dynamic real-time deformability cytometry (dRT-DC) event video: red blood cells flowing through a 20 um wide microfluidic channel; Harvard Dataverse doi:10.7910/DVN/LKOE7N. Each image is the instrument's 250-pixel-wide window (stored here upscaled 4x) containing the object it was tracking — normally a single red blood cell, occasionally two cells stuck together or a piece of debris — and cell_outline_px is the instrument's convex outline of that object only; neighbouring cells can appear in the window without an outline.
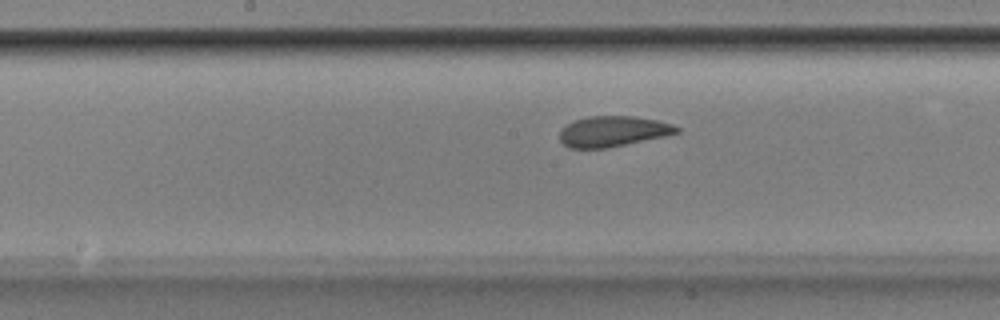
{"species": "Egyptian fruit bat (a non-hibernating species)", "species_latin": "Rousettus aegyptiacus", "temperature_condition": "room temperature", "stored_images_in_passage": 50, "camera_frame_rate_fps": 3000, "um_per_image_px": 0.085, "animal": {"sex": "male"}, "frame": {"image": 1, "passage_image": 24, "time_ms": 7.667, "image_size_px": [1000, 320], "cell_outline_px": [[680, 132], [664, 136], [604, 148], [568, 148], [560, 140], [560, 128], [576, 120], [588, 116], [632, 116], [660, 120], [672, 124], [680, 128]], "centroid_in_image_um": [52.1, 11.15], "position_along_channel_um": 196.1, "area_um2": 20.69}}
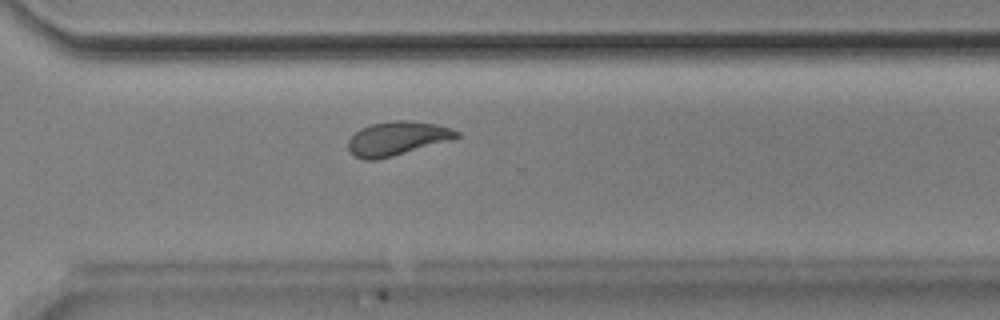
{"frame": {"image": 2, "passage_image": 35, "time_ms": 11.333, "image_size_px": [1000, 320], "cell_outline_px": [[460, 136], [452, 140], [392, 156], [376, 160], [364, 160], [352, 156], [348, 152], [348, 140], [360, 128], [372, 124], [396, 120], [408, 120], [436, 124], [460, 132]], "centroid_in_image_um": [33.72, 11.78], "position_along_channel_um": 336.9, "area_um2": 21.44}}
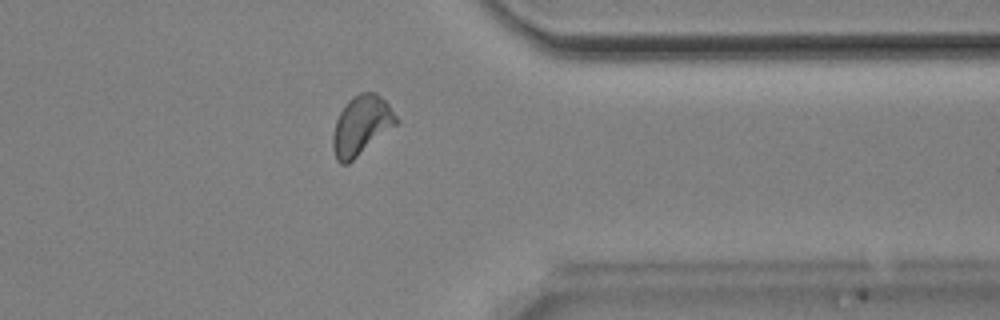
{"frame": {"image": 3, "passage_image": 39, "time_ms": 12.667, "image_size_px": [1000, 320], "cell_outline_px": [[400, 120], [396, 124], [348, 164], [340, 164], [336, 160], [332, 148], [332, 136], [336, 120], [344, 104], [352, 96], [360, 92], [376, 92], [388, 104]], "centroid_in_image_um": [30.68, 10.65], "position_along_channel_um": 380.7, "area_um2": 21.85}, "authors_computed_cell_mechanics": {"area_um2": 21.5594, "velocity_mm_per_s": 3.8528, "shape_relaxation_time_tau1_ms": 5.3681, "shape_relaxation_time_tau2_ms": 1.5261, "deformation_change_tau1": 0.145, "deformation_change_tau2": 0.063}}